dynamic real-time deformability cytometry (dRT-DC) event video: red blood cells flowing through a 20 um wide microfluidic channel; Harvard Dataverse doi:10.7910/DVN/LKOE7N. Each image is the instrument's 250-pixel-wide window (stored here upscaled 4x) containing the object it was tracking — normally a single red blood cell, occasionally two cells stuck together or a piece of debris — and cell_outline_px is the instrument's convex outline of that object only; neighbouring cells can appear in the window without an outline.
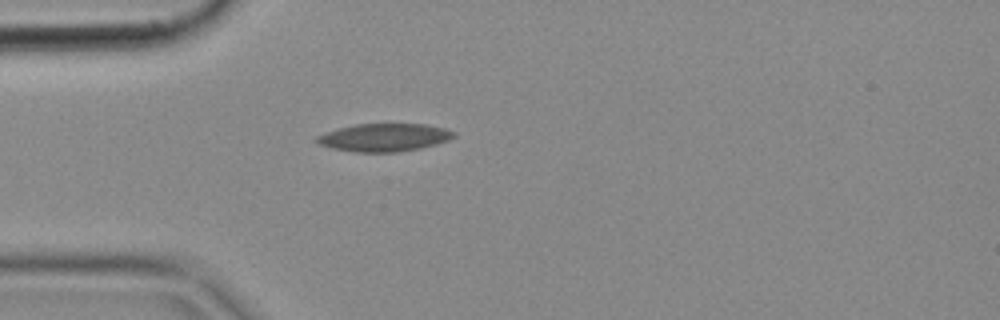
{"species": "common noctule bat (a hibernating species)", "species_latin": "Nyctalus noctula", "temperature_condition": "cold", "stored_images_in_passage": 3, "camera_frame_rate_fps": 3000, "um_per_image_px": 0.085, "animal": {"sex": "female", "body_mass_g": 18.4}, "frame": {"image": 1, "passage_image": 3, "time_ms": 0.667, "image_size_px": [1000, 320], "cell_outline_px": [[456, 136], [448, 140], [436, 144], [420, 148], [396, 152], [356, 152], [332, 148], [320, 144], [316, 140], [316, 136], [340, 128], [356, 124], [424, 124], [444, 128], [456, 132]], "centroid_in_image_um": [32.69, 11.68], "position_along_channel_um": 52.3, "area_um2": 22.02}}